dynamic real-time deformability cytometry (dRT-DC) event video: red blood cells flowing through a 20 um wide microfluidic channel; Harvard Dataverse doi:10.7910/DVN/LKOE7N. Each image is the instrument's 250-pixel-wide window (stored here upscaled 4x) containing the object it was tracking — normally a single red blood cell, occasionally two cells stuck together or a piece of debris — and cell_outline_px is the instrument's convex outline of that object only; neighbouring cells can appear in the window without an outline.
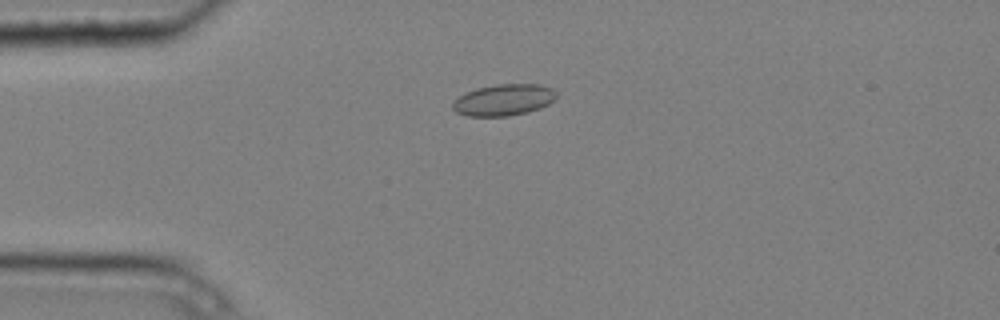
{"species": "common noctule bat (a hibernating species)", "species_latin": "Nyctalus noctula", "temperature_condition": "cold", "stored_images_in_passage": 6, "camera_frame_rate_fps": 3000, "um_per_image_px": 0.085, "animal": {"sex": "male", "body_mass_g": 20.4}, "frame": {"image": 1, "passage_image": 4, "time_ms": 1.0, "image_size_px": [1000, 320], "cell_outline_px": [[556, 100], [540, 108], [528, 112], [508, 116], [468, 116], [456, 112], [452, 108], [452, 104], [460, 96], [476, 88], [496, 84], [540, 84], [552, 88], [556, 92]], "centroid_in_image_um": [42.85, 8.49], "position_along_channel_um": 42.2, "area_um2": 19.02}}
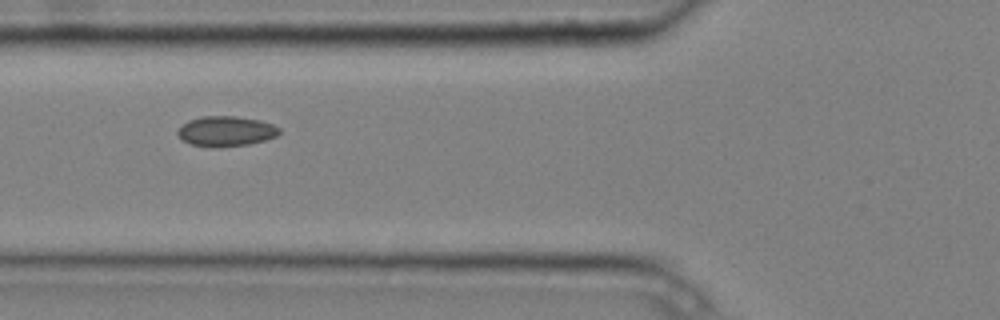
{"frame": {"image": 2, "passage_image": 6, "time_ms": 1.667, "image_size_px": [1000, 320], "cell_outline_px": [[280, 132], [276, 136], [264, 140], [248, 144], [192, 144], [184, 140], [176, 132], [188, 120], [200, 116], [236, 116], [260, 120], [272, 124], [280, 128]], "centroid_in_image_um": [19.25, 11.09], "position_along_channel_um": 106.5, "area_um2": 16.94}}